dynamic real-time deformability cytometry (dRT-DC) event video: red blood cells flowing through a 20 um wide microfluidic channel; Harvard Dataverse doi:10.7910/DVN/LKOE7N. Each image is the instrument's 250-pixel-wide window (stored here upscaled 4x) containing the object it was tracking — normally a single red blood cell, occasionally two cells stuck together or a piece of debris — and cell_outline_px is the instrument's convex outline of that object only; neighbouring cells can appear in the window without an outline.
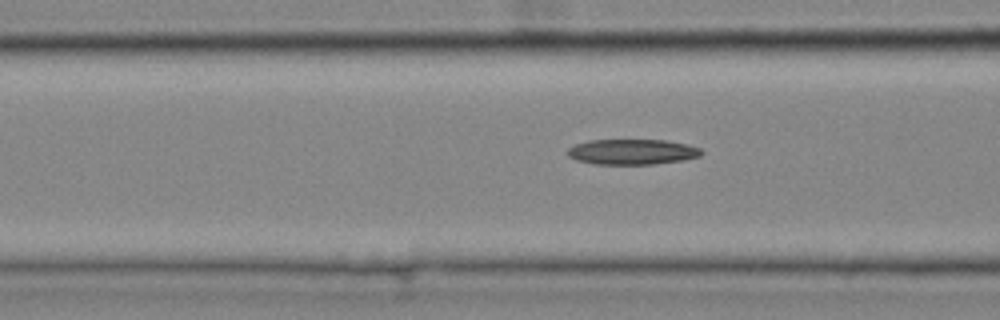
{"species": "common noctule bat (a hibernating species)", "species_latin": "Nyctalus noctula", "temperature_condition": "cold", "stored_images_in_passage": 7, "camera_frame_rate_fps": 3000, "um_per_image_px": 0.085, "animal": {"sex": "female", "body_mass_g": 25.1}, "frame": {"image": 1, "passage_image": 5, "time_ms": 1.333, "image_size_px": [1000, 320], "cell_outline_px": [[704, 152], [700, 156], [684, 160], [652, 164], [596, 164], [576, 160], [568, 156], [568, 148], [576, 144], [588, 140], [664, 140], [684, 144], [700, 148]], "centroid_in_image_um": [53.73, 12.91], "position_along_channel_um": 112.9, "area_um2": 19.71}}